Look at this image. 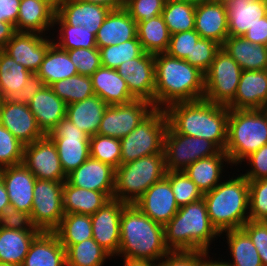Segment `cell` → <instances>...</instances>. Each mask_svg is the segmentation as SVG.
I'll use <instances>...</instances> for the list:
<instances>
[{"label":"cell","instance_id":"obj_54","mask_svg":"<svg viewBox=\"0 0 267 266\" xmlns=\"http://www.w3.org/2000/svg\"><path fill=\"white\" fill-rule=\"evenodd\" d=\"M208 255L206 251H170L157 266H205Z\"/></svg>","mask_w":267,"mask_h":266},{"label":"cell","instance_id":"obj_18","mask_svg":"<svg viewBox=\"0 0 267 266\" xmlns=\"http://www.w3.org/2000/svg\"><path fill=\"white\" fill-rule=\"evenodd\" d=\"M0 124L9 130L22 144H31L45 134L27 104L3 99L0 105Z\"/></svg>","mask_w":267,"mask_h":266},{"label":"cell","instance_id":"obj_19","mask_svg":"<svg viewBox=\"0 0 267 266\" xmlns=\"http://www.w3.org/2000/svg\"><path fill=\"white\" fill-rule=\"evenodd\" d=\"M134 205L150 219L163 226L172 219L179 209L166 176L145 191Z\"/></svg>","mask_w":267,"mask_h":266},{"label":"cell","instance_id":"obj_50","mask_svg":"<svg viewBox=\"0 0 267 266\" xmlns=\"http://www.w3.org/2000/svg\"><path fill=\"white\" fill-rule=\"evenodd\" d=\"M66 51L77 68L78 74L90 77L102 66L101 54L98 48H77Z\"/></svg>","mask_w":267,"mask_h":266},{"label":"cell","instance_id":"obj_22","mask_svg":"<svg viewBox=\"0 0 267 266\" xmlns=\"http://www.w3.org/2000/svg\"><path fill=\"white\" fill-rule=\"evenodd\" d=\"M111 9L83 0H60L56 13L71 26H84L95 36Z\"/></svg>","mask_w":267,"mask_h":266},{"label":"cell","instance_id":"obj_58","mask_svg":"<svg viewBox=\"0 0 267 266\" xmlns=\"http://www.w3.org/2000/svg\"><path fill=\"white\" fill-rule=\"evenodd\" d=\"M45 86L44 81L37 75L32 74L26 81V84L23 88L18 91L14 97L12 98L13 101L29 104L34 97V95L40 91Z\"/></svg>","mask_w":267,"mask_h":266},{"label":"cell","instance_id":"obj_24","mask_svg":"<svg viewBox=\"0 0 267 266\" xmlns=\"http://www.w3.org/2000/svg\"><path fill=\"white\" fill-rule=\"evenodd\" d=\"M195 31L222 45L229 36L226 3L207 2L195 7Z\"/></svg>","mask_w":267,"mask_h":266},{"label":"cell","instance_id":"obj_16","mask_svg":"<svg viewBox=\"0 0 267 266\" xmlns=\"http://www.w3.org/2000/svg\"><path fill=\"white\" fill-rule=\"evenodd\" d=\"M49 37L36 32H16L3 50L17 64L36 74L48 48L54 43L53 38Z\"/></svg>","mask_w":267,"mask_h":266},{"label":"cell","instance_id":"obj_35","mask_svg":"<svg viewBox=\"0 0 267 266\" xmlns=\"http://www.w3.org/2000/svg\"><path fill=\"white\" fill-rule=\"evenodd\" d=\"M40 233L0 228V263L22 266L31 243Z\"/></svg>","mask_w":267,"mask_h":266},{"label":"cell","instance_id":"obj_27","mask_svg":"<svg viewBox=\"0 0 267 266\" xmlns=\"http://www.w3.org/2000/svg\"><path fill=\"white\" fill-rule=\"evenodd\" d=\"M226 6L229 36H244L267 15V0H228Z\"/></svg>","mask_w":267,"mask_h":266},{"label":"cell","instance_id":"obj_60","mask_svg":"<svg viewBox=\"0 0 267 266\" xmlns=\"http://www.w3.org/2000/svg\"><path fill=\"white\" fill-rule=\"evenodd\" d=\"M248 41L257 45H266L267 42V15L260 19V22L250 27L243 36Z\"/></svg>","mask_w":267,"mask_h":266},{"label":"cell","instance_id":"obj_6","mask_svg":"<svg viewBox=\"0 0 267 266\" xmlns=\"http://www.w3.org/2000/svg\"><path fill=\"white\" fill-rule=\"evenodd\" d=\"M266 144L267 114L264 109H229L224 152L231 166H241L246 157Z\"/></svg>","mask_w":267,"mask_h":266},{"label":"cell","instance_id":"obj_12","mask_svg":"<svg viewBox=\"0 0 267 266\" xmlns=\"http://www.w3.org/2000/svg\"><path fill=\"white\" fill-rule=\"evenodd\" d=\"M47 136L56 146L66 175L90 157V137L66 117L58 122Z\"/></svg>","mask_w":267,"mask_h":266},{"label":"cell","instance_id":"obj_57","mask_svg":"<svg viewBox=\"0 0 267 266\" xmlns=\"http://www.w3.org/2000/svg\"><path fill=\"white\" fill-rule=\"evenodd\" d=\"M244 162L251 166L246 173L242 174L248 180L267 178V144L263 145L256 152L246 157Z\"/></svg>","mask_w":267,"mask_h":266},{"label":"cell","instance_id":"obj_23","mask_svg":"<svg viewBox=\"0 0 267 266\" xmlns=\"http://www.w3.org/2000/svg\"><path fill=\"white\" fill-rule=\"evenodd\" d=\"M267 106V69L243 70L229 109H264Z\"/></svg>","mask_w":267,"mask_h":266},{"label":"cell","instance_id":"obj_34","mask_svg":"<svg viewBox=\"0 0 267 266\" xmlns=\"http://www.w3.org/2000/svg\"><path fill=\"white\" fill-rule=\"evenodd\" d=\"M62 200L65 214L92 216L111 199L103 192L79 188L65 181Z\"/></svg>","mask_w":267,"mask_h":266},{"label":"cell","instance_id":"obj_45","mask_svg":"<svg viewBox=\"0 0 267 266\" xmlns=\"http://www.w3.org/2000/svg\"><path fill=\"white\" fill-rule=\"evenodd\" d=\"M102 66L117 69L120 64L139 57L144 51L137 36L129 41L99 49Z\"/></svg>","mask_w":267,"mask_h":266},{"label":"cell","instance_id":"obj_30","mask_svg":"<svg viewBox=\"0 0 267 266\" xmlns=\"http://www.w3.org/2000/svg\"><path fill=\"white\" fill-rule=\"evenodd\" d=\"M22 266H67L66 251L54 232H41L31 243Z\"/></svg>","mask_w":267,"mask_h":266},{"label":"cell","instance_id":"obj_3","mask_svg":"<svg viewBox=\"0 0 267 266\" xmlns=\"http://www.w3.org/2000/svg\"><path fill=\"white\" fill-rule=\"evenodd\" d=\"M169 252L164 226L150 219L134 204H127L121 214L117 256L158 263Z\"/></svg>","mask_w":267,"mask_h":266},{"label":"cell","instance_id":"obj_47","mask_svg":"<svg viewBox=\"0 0 267 266\" xmlns=\"http://www.w3.org/2000/svg\"><path fill=\"white\" fill-rule=\"evenodd\" d=\"M166 177L169 179L179 208L203 198L204 194L184 171L167 170Z\"/></svg>","mask_w":267,"mask_h":266},{"label":"cell","instance_id":"obj_49","mask_svg":"<svg viewBox=\"0 0 267 266\" xmlns=\"http://www.w3.org/2000/svg\"><path fill=\"white\" fill-rule=\"evenodd\" d=\"M248 182L249 220L262 221L267 217V178Z\"/></svg>","mask_w":267,"mask_h":266},{"label":"cell","instance_id":"obj_62","mask_svg":"<svg viewBox=\"0 0 267 266\" xmlns=\"http://www.w3.org/2000/svg\"><path fill=\"white\" fill-rule=\"evenodd\" d=\"M92 4H99L111 10L123 8L126 0H83Z\"/></svg>","mask_w":267,"mask_h":266},{"label":"cell","instance_id":"obj_38","mask_svg":"<svg viewBox=\"0 0 267 266\" xmlns=\"http://www.w3.org/2000/svg\"><path fill=\"white\" fill-rule=\"evenodd\" d=\"M226 242L233 261H225L230 266H263L260 255L249 236L242 229L227 230Z\"/></svg>","mask_w":267,"mask_h":266},{"label":"cell","instance_id":"obj_40","mask_svg":"<svg viewBox=\"0 0 267 266\" xmlns=\"http://www.w3.org/2000/svg\"><path fill=\"white\" fill-rule=\"evenodd\" d=\"M65 251L67 266H104L106 259H112L93 238L71 244Z\"/></svg>","mask_w":267,"mask_h":266},{"label":"cell","instance_id":"obj_59","mask_svg":"<svg viewBox=\"0 0 267 266\" xmlns=\"http://www.w3.org/2000/svg\"><path fill=\"white\" fill-rule=\"evenodd\" d=\"M21 0H0V21L16 27Z\"/></svg>","mask_w":267,"mask_h":266},{"label":"cell","instance_id":"obj_55","mask_svg":"<svg viewBox=\"0 0 267 266\" xmlns=\"http://www.w3.org/2000/svg\"><path fill=\"white\" fill-rule=\"evenodd\" d=\"M0 228L20 231H39L32 224L30 214L17 210L12 204L7 205L3 213L0 214Z\"/></svg>","mask_w":267,"mask_h":266},{"label":"cell","instance_id":"obj_68","mask_svg":"<svg viewBox=\"0 0 267 266\" xmlns=\"http://www.w3.org/2000/svg\"><path fill=\"white\" fill-rule=\"evenodd\" d=\"M228 0H212V2L226 3Z\"/></svg>","mask_w":267,"mask_h":266},{"label":"cell","instance_id":"obj_1","mask_svg":"<svg viewBox=\"0 0 267 266\" xmlns=\"http://www.w3.org/2000/svg\"><path fill=\"white\" fill-rule=\"evenodd\" d=\"M168 125L178 134L204 138L221 151L227 144L229 108L205 99L178 102L165 109Z\"/></svg>","mask_w":267,"mask_h":266},{"label":"cell","instance_id":"obj_65","mask_svg":"<svg viewBox=\"0 0 267 266\" xmlns=\"http://www.w3.org/2000/svg\"><path fill=\"white\" fill-rule=\"evenodd\" d=\"M205 266H230V265H228L225 261H220L219 259L212 260L210 259V256L208 255Z\"/></svg>","mask_w":267,"mask_h":266},{"label":"cell","instance_id":"obj_41","mask_svg":"<svg viewBox=\"0 0 267 266\" xmlns=\"http://www.w3.org/2000/svg\"><path fill=\"white\" fill-rule=\"evenodd\" d=\"M195 7L188 0H166L162 16L170 35L195 29Z\"/></svg>","mask_w":267,"mask_h":266},{"label":"cell","instance_id":"obj_11","mask_svg":"<svg viewBox=\"0 0 267 266\" xmlns=\"http://www.w3.org/2000/svg\"><path fill=\"white\" fill-rule=\"evenodd\" d=\"M63 185L64 182L36 179L30 217L41 232H54L65 215Z\"/></svg>","mask_w":267,"mask_h":266},{"label":"cell","instance_id":"obj_14","mask_svg":"<svg viewBox=\"0 0 267 266\" xmlns=\"http://www.w3.org/2000/svg\"><path fill=\"white\" fill-rule=\"evenodd\" d=\"M22 164L36 179L66 181L67 175L62 169L56 146L47 135L24 146Z\"/></svg>","mask_w":267,"mask_h":266},{"label":"cell","instance_id":"obj_9","mask_svg":"<svg viewBox=\"0 0 267 266\" xmlns=\"http://www.w3.org/2000/svg\"><path fill=\"white\" fill-rule=\"evenodd\" d=\"M242 71L239 64L220 48L215 54L210 68L204 74L203 99L227 106L235 97Z\"/></svg>","mask_w":267,"mask_h":266},{"label":"cell","instance_id":"obj_61","mask_svg":"<svg viewBox=\"0 0 267 266\" xmlns=\"http://www.w3.org/2000/svg\"><path fill=\"white\" fill-rule=\"evenodd\" d=\"M16 33L15 26L11 23L0 21V50L4 49L7 42Z\"/></svg>","mask_w":267,"mask_h":266},{"label":"cell","instance_id":"obj_28","mask_svg":"<svg viewBox=\"0 0 267 266\" xmlns=\"http://www.w3.org/2000/svg\"><path fill=\"white\" fill-rule=\"evenodd\" d=\"M137 23L123 7L111 10L96 34L97 48L120 44L137 36Z\"/></svg>","mask_w":267,"mask_h":266},{"label":"cell","instance_id":"obj_64","mask_svg":"<svg viewBox=\"0 0 267 266\" xmlns=\"http://www.w3.org/2000/svg\"><path fill=\"white\" fill-rule=\"evenodd\" d=\"M123 266H157L156 262L123 257Z\"/></svg>","mask_w":267,"mask_h":266},{"label":"cell","instance_id":"obj_52","mask_svg":"<svg viewBox=\"0 0 267 266\" xmlns=\"http://www.w3.org/2000/svg\"><path fill=\"white\" fill-rule=\"evenodd\" d=\"M166 0H126L124 8L136 23L162 15Z\"/></svg>","mask_w":267,"mask_h":266},{"label":"cell","instance_id":"obj_66","mask_svg":"<svg viewBox=\"0 0 267 266\" xmlns=\"http://www.w3.org/2000/svg\"><path fill=\"white\" fill-rule=\"evenodd\" d=\"M190 3H193L195 5L200 4V3H207V2H212V0H188Z\"/></svg>","mask_w":267,"mask_h":266},{"label":"cell","instance_id":"obj_21","mask_svg":"<svg viewBox=\"0 0 267 266\" xmlns=\"http://www.w3.org/2000/svg\"><path fill=\"white\" fill-rule=\"evenodd\" d=\"M10 204L31 214L36 177L22 163L0 169Z\"/></svg>","mask_w":267,"mask_h":266},{"label":"cell","instance_id":"obj_2","mask_svg":"<svg viewBox=\"0 0 267 266\" xmlns=\"http://www.w3.org/2000/svg\"><path fill=\"white\" fill-rule=\"evenodd\" d=\"M204 91L205 76L198 68L165 52L155 54L154 108L201 100Z\"/></svg>","mask_w":267,"mask_h":266},{"label":"cell","instance_id":"obj_67","mask_svg":"<svg viewBox=\"0 0 267 266\" xmlns=\"http://www.w3.org/2000/svg\"><path fill=\"white\" fill-rule=\"evenodd\" d=\"M49 1H51L55 6H57L58 3L60 2V0H49Z\"/></svg>","mask_w":267,"mask_h":266},{"label":"cell","instance_id":"obj_42","mask_svg":"<svg viewBox=\"0 0 267 266\" xmlns=\"http://www.w3.org/2000/svg\"><path fill=\"white\" fill-rule=\"evenodd\" d=\"M61 245L66 248L93 237L90 215L65 214L54 231Z\"/></svg>","mask_w":267,"mask_h":266},{"label":"cell","instance_id":"obj_20","mask_svg":"<svg viewBox=\"0 0 267 266\" xmlns=\"http://www.w3.org/2000/svg\"><path fill=\"white\" fill-rule=\"evenodd\" d=\"M115 171L112 166L89 157L77 169L67 174L66 181L79 188L103 192L113 199Z\"/></svg>","mask_w":267,"mask_h":266},{"label":"cell","instance_id":"obj_37","mask_svg":"<svg viewBox=\"0 0 267 266\" xmlns=\"http://www.w3.org/2000/svg\"><path fill=\"white\" fill-rule=\"evenodd\" d=\"M136 31L144 52L157 54L167 51L171 35L162 15L138 22Z\"/></svg>","mask_w":267,"mask_h":266},{"label":"cell","instance_id":"obj_33","mask_svg":"<svg viewBox=\"0 0 267 266\" xmlns=\"http://www.w3.org/2000/svg\"><path fill=\"white\" fill-rule=\"evenodd\" d=\"M224 162L231 165L228 155L221 151L217 155L193 162L183 171L204 194L211 191L222 181L224 177L222 172H226L223 170L226 165Z\"/></svg>","mask_w":267,"mask_h":266},{"label":"cell","instance_id":"obj_15","mask_svg":"<svg viewBox=\"0 0 267 266\" xmlns=\"http://www.w3.org/2000/svg\"><path fill=\"white\" fill-rule=\"evenodd\" d=\"M116 70L136 100H146L154 106L155 54L143 52L120 64Z\"/></svg>","mask_w":267,"mask_h":266},{"label":"cell","instance_id":"obj_51","mask_svg":"<svg viewBox=\"0 0 267 266\" xmlns=\"http://www.w3.org/2000/svg\"><path fill=\"white\" fill-rule=\"evenodd\" d=\"M221 45L211 39L200 38L194 45L192 57L185 60L204 74L208 71Z\"/></svg>","mask_w":267,"mask_h":266},{"label":"cell","instance_id":"obj_48","mask_svg":"<svg viewBox=\"0 0 267 266\" xmlns=\"http://www.w3.org/2000/svg\"><path fill=\"white\" fill-rule=\"evenodd\" d=\"M24 144L0 124V169L21 164Z\"/></svg>","mask_w":267,"mask_h":266},{"label":"cell","instance_id":"obj_71","mask_svg":"<svg viewBox=\"0 0 267 266\" xmlns=\"http://www.w3.org/2000/svg\"><path fill=\"white\" fill-rule=\"evenodd\" d=\"M264 111L266 112V114H267V106L264 108Z\"/></svg>","mask_w":267,"mask_h":266},{"label":"cell","instance_id":"obj_36","mask_svg":"<svg viewBox=\"0 0 267 266\" xmlns=\"http://www.w3.org/2000/svg\"><path fill=\"white\" fill-rule=\"evenodd\" d=\"M36 74L50 86L56 81L78 74L77 68L70 60L68 52L53 43L47 50L40 68Z\"/></svg>","mask_w":267,"mask_h":266},{"label":"cell","instance_id":"obj_10","mask_svg":"<svg viewBox=\"0 0 267 266\" xmlns=\"http://www.w3.org/2000/svg\"><path fill=\"white\" fill-rule=\"evenodd\" d=\"M163 152L168 171H183L193 162L217 155L221 150L204 138L178 134L168 125Z\"/></svg>","mask_w":267,"mask_h":266},{"label":"cell","instance_id":"obj_5","mask_svg":"<svg viewBox=\"0 0 267 266\" xmlns=\"http://www.w3.org/2000/svg\"><path fill=\"white\" fill-rule=\"evenodd\" d=\"M221 181L203 199L211 224L219 233L241 229L249 220V182L242 173Z\"/></svg>","mask_w":267,"mask_h":266},{"label":"cell","instance_id":"obj_32","mask_svg":"<svg viewBox=\"0 0 267 266\" xmlns=\"http://www.w3.org/2000/svg\"><path fill=\"white\" fill-rule=\"evenodd\" d=\"M108 105L97 95L67 105L66 118L89 137L96 135Z\"/></svg>","mask_w":267,"mask_h":266},{"label":"cell","instance_id":"obj_4","mask_svg":"<svg viewBox=\"0 0 267 266\" xmlns=\"http://www.w3.org/2000/svg\"><path fill=\"white\" fill-rule=\"evenodd\" d=\"M165 244L170 251H206L220 237L211 224L204 199L178 209L164 226ZM216 238V239H215Z\"/></svg>","mask_w":267,"mask_h":266},{"label":"cell","instance_id":"obj_69","mask_svg":"<svg viewBox=\"0 0 267 266\" xmlns=\"http://www.w3.org/2000/svg\"><path fill=\"white\" fill-rule=\"evenodd\" d=\"M0 266H16V265H14V264L0 263Z\"/></svg>","mask_w":267,"mask_h":266},{"label":"cell","instance_id":"obj_31","mask_svg":"<svg viewBox=\"0 0 267 266\" xmlns=\"http://www.w3.org/2000/svg\"><path fill=\"white\" fill-rule=\"evenodd\" d=\"M221 48L225 50L242 70H266V45H257L243 36H228Z\"/></svg>","mask_w":267,"mask_h":266},{"label":"cell","instance_id":"obj_43","mask_svg":"<svg viewBox=\"0 0 267 266\" xmlns=\"http://www.w3.org/2000/svg\"><path fill=\"white\" fill-rule=\"evenodd\" d=\"M58 26L59 33L54 43L63 50L77 48H97L96 36L84 26L68 25L57 13L54 17V28ZM56 41V42H55Z\"/></svg>","mask_w":267,"mask_h":266},{"label":"cell","instance_id":"obj_56","mask_svg":"<svg viewBox=\"0 0 267 266\" xmlns=\"http://www.w3.org/2000/svg\"><path fill=\"white\" fill-rule=\"evenodd\" d=\"M257 249L263 266H267V228L261 221L248 220L241 228Z\"/></svg>","mask_w":267,"mask_h":266},{"label":"cell","instance_id":"obj_39","mask_svg":"<svg viewBox=\"0 0 267 266\" xmlns=\"http://www.w3.org/2000/svg\"><path fill=\"white\" fill-rule=\"evenodd\" d=\"M32 74L24 66L17 64L3 49L0 50V97L2 99H12Z\"/></svg>","mask_w":267,"mask_h":266},{"label":"cell","instance_id":"obj_13","mask_svg":"<svg viewBox=\"0 0 267 266\" xmlns=\"http://www.w3.org/2000/svg\"><path fill=\"white\" fill-rule=\"evenodd\" d=\"M154 109L153 104L146 100L108 105L97 134L121 139L131 133Z\"/></svg>","mask_w":267,"mask_h":266},{"label":"cell","instance_id":"obj_29","mask_svg":"<svg viewBox=\"0 0 267 266\" xmlns=\"http://www.w3.org/2000/svg\"><path fill=\"white\" fill-rule=\"evenodd\" d=\"M90 77L94 94L107 105L128 104L136 100L116 69L101 66Z\"/></svg>","mask_w":267,"mask_h":266},{"label":"cell","instance_id":"obj_70","mask_svg":"<svg viewBox=\"0 0 267 266\" xmlns=\"http://www.w3.org/2000/svg\"><path fill=\"white\" fill-rule=\"evenodd\" d=\"M261 222H262V223L265 225V227L267 228V217H266L265 219H263Z\"/></svg>","mask_w":267,"mask_h":266},{"label":"cell","instance_id":"obj_63","mask_svg":"<svg viewBox=\"0 0 267 266\" xmlns=\"http://www.w3.org/2000/svg\"><path fill=\"white\" fill-rule=\"evenodd\" d=\"M10 204L9 197L7 194V190L3 183V179L0 174V214L3 213L4 208Z\"/></svg>","mask_w":267,"mask_h":266},{"label":"cell","instance_id":"obj_25","mask_svg":"<svg viewBox=\"0 0 267 266\" xmlns=\"http://www.w3.org/2000/svg\"><path fill=\"white\" fill-rule=\"evenodd\" d=\"M55 14L56 6L49 0H21L15 30L46 35L54 27Z\"/></svg>","mask_w":267,"mask_h":266},{"label":"cell","instance_id":"obj_17","mask_svg":"<svg viewBox=\"0 0 267 266\" xmlns=\"http://www.w3.org/2000/svg\"><path fill=\"white\" fill-rule=\"evenodd\" d=\"M126 203L111 199L91 216L93 239L113 258L119 253L120 220Z\"/></svg>","mask_w":267,"mask_h":266},{"label":"cell","instance_id":"obj_7","mask_svg":"<svg viewBox=\"0 0 267 266\" xmlns=\"http://www.w3.org/2000/svg\"><path fill=\"white\" fill-rule=\"evenodd\" d=\"M166 172L164 152L120 165L115 171L113 199L134 204Z\"/></svg>","mask_w":267,"mask_h":266},{"label":"cell","instance_id":"obj_8","mask_svg":"<svg viewBox=\"0 0 267 266\" xmlns=\"http://www.w3.org/2000/svg\"><path fill=\"white\" fill-rule=\"evenodd\" d=\"M167 127L165 110L155 108L131 133L120 139L121 165L143 156L163 153Z\"/></svg>","mask_w":267,"mask_h":266},{"label":"cell","instance_id":"obj_44","mask_svg":"<svg viewBox=\"0 0 267 266\" xmlns=\"http://www.w3.org/2000/svg\"><path fill=\"white\" fill-rule=\"evenodd\" d=\"M50 87L67 105L94 95L91 77L81 74L56 81Z\"/></svg>","mask_w":267,"mask_h":266},{"label":"cell","instance_id":"obj_46","mask_svg":"<svg viewBox=\"0 0 267 266\" xmlns=\"http://www.w3.org/2000/svg\"><path fill=\"white\" fill-rule=\"evenodd\" d=\"M90 157L117 169L121 165L120 139L100 134L91 136Z\"/></svg>","mask_w":267,"mask_h":266},{"label":"cell","instance_id":"obj_26","mask_svg":"<svg viewBox=\"0 0 267 266\" xmlns=\"http://www.w3.org/2000/svg\"><path fill=\"white\" fill-rule=\"evenodd\" d=\"M38 127L47 135L66 117L67 104L60 99L50 86H44L28 104Z\"/></svg>","mask_w":267,"mask_h":266},{"label":"cell","instance_id":"obj_53","mask_svg":"<svg viewBox=\"0 0 267 266\" xmlns=\"http://www.w3.org/2000/svg\"><path fill=\"white\" fill-rule=\"evenodd\" d=\"M200 38L195 29L173 34L170 36L169 47L165 53L171 57L185 60L187 57H192L194 45Z\"/></svg>","mask_w":267,"mask_h":266}]
</instances>
